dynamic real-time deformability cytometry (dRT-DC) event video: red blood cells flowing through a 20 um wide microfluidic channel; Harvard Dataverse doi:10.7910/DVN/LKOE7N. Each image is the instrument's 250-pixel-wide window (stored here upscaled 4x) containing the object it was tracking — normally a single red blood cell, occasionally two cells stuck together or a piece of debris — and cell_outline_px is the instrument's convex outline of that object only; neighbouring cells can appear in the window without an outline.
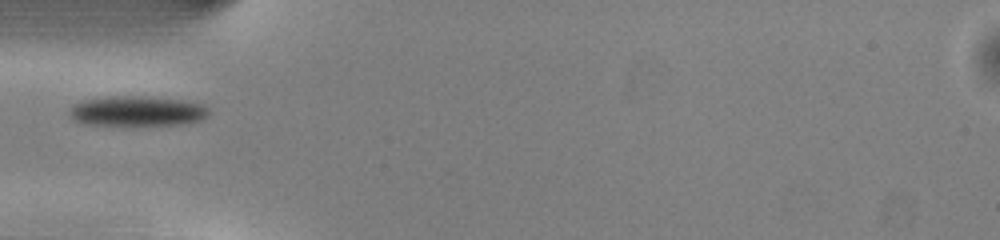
{"species": "common noctule bat (a hibernating species)", "species_latin": "Nyctalus noctula", "temperature_condition": "warm", "stored_images_in_passage": 27, "camera_frame_rate_fps": 3000, "um_per_image_px": 0.085, "animal": {"sex": "male", "body_mass_g": 13.0, "forearm_length_mm": 53.1}, "frame": {"image": 1, "passage_image": 1, "time_ms": 0.0, "image_size_px": [1000, 240], "cell_outline_px": [[208, 116], [200, 120], [176, 124], [84, 124], [72, 120], [72, 108], [76, 104], [84, 100], [112, 96], [140, 96], [180, 100], [204, 104], [208, 108]], "centroid_in_image_um": [11.68, 9.43], "position_along_channel_um": 73.3, "area_um2": 23.7}}
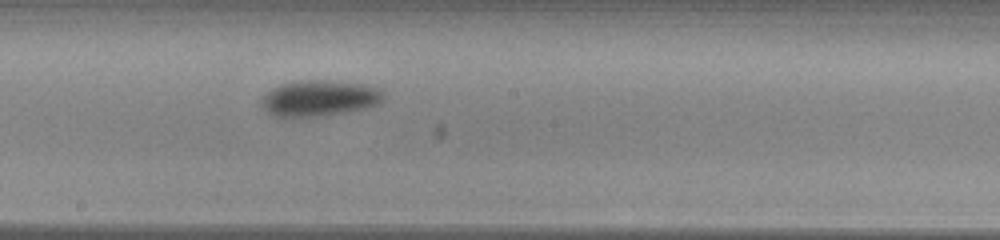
{"frame": {"image": 2, "passage_image": 12, "time_ms": 3.667, "image_size_px": [1000, 240], "cell_outline_px": [[384, 96], [376, 104], [364, 108], [344, 112], [316, 116], [276, 116], [268, 112], [260, 104], [260, 100], [272, 88], [280, 84], [308, 80], [328, 80], [364, 84], [376, 88], [384, 92]], "centroid_in_image_um": [27.12, 8.33], "position_along_channel_um": 221.1, "area_um2": 25.03}}
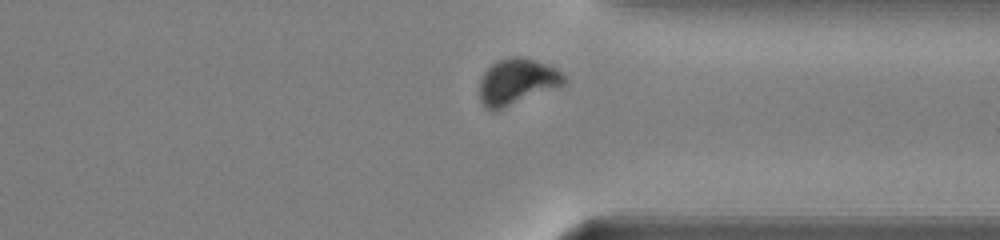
{"frame": {"image": 3, "passage_image": 23, "time_ms": 7.333, "image_size_px": [1000, 240], "cell_outline_px": [[568, 80], [564, 84], [496, 112], [492, 112], [484, 108], [480, 100], [480, 80], [484, 72], [496, 60], [512, 56], [520, 56], [536, 60], [556, 68]], "centroid_in_image_um": [43.91, 6.96], "position_along_channel_um": 367.5, "area_um2": 22.89}}